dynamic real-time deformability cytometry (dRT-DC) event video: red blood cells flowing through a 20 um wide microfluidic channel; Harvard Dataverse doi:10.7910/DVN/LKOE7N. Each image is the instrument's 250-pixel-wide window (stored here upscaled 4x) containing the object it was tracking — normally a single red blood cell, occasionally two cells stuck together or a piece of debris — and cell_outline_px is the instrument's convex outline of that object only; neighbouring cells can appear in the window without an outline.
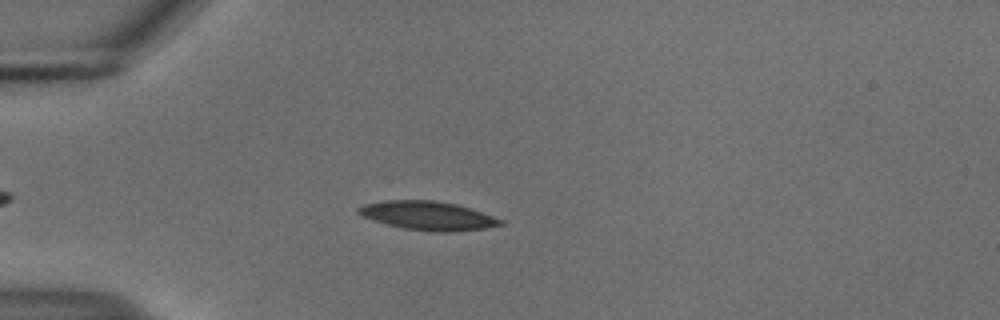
{"species": "common noctule bat (a hibernating species)", "species_latin": "Nyctalus noctula", "temperature_condition": "cold", "stored_images_in_passage": 43, "camera_frame_rate_fps": 3000, "um_per_image_px": 0.085, "animal": {"sex": "male", "body_mass_g": 18.8}, "frame": {"image": 1, "passage_image": 9, "time_ms": 2.667, "image_size_px": [1000, 320], "cell_outline_px": [[504, 224], [488, 228], [452, 232], [432, 232], [404, 228], [372, 220], [356, 212], [356, 208], [364, 204], [388, 200], [432, 200], [456, 204], [504, 220]], "centroid_in_image_um": [36.37, 18.34], "position_along_channel_um": 48.6, "area_um2": 23.7}}
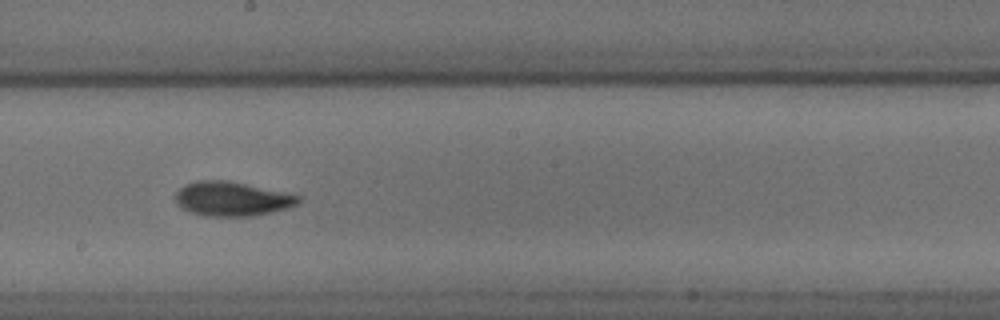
{"frame": {"image": 2, "passage_image": 25, "time_ms": 8.0, "image_size_px": [1000, 320], "cell_outline_px": [[300, 200], [296, 204], [288, 208], [272, 212], [252, 216], [204, 216], [188, 212], [176, 204], [176, 192], [184, 184], [196, 180], [228, 180], [300, 196]], "centroid_in_image_um": [19.66, 16.9], "position_along_channel_um": 228.5, "area_um2": 24.57}}
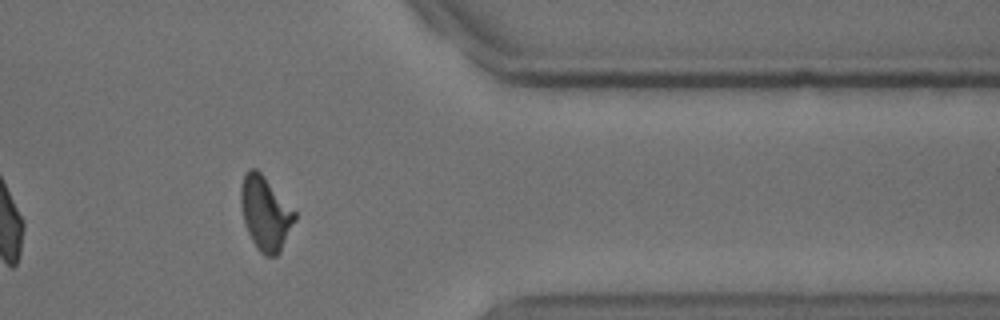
{"frame": {"image": 3, "passage_image": 39, "time_ms": 12.667, "image_size_px": [1000, 320], "cell_outline_px": [[296, 220], [280, 252], [276, 256], [264, 256], [256, 248], [248, 232], [244, 220], [240, 204], [240, 188], [244, 172], [248, 168], [256, 168], [264, 176], [296, 212]], "centroid_in_image_um": [22.55, 18.12], "position_along_channel_um": 388.9, "area_um2": 23.29}, "authors_computed_cell_mechanics": {"area_um2": 23.2934, "velocity_mm_per_s": 3.7159, "shape_relaxation_time_tau1_ms": 4.4008, "shape_relaxation_time_tau2_ms": 4.2133, "deformation_change_tau1": 0.1606, "deformation_change_tau2": 0.0978}}